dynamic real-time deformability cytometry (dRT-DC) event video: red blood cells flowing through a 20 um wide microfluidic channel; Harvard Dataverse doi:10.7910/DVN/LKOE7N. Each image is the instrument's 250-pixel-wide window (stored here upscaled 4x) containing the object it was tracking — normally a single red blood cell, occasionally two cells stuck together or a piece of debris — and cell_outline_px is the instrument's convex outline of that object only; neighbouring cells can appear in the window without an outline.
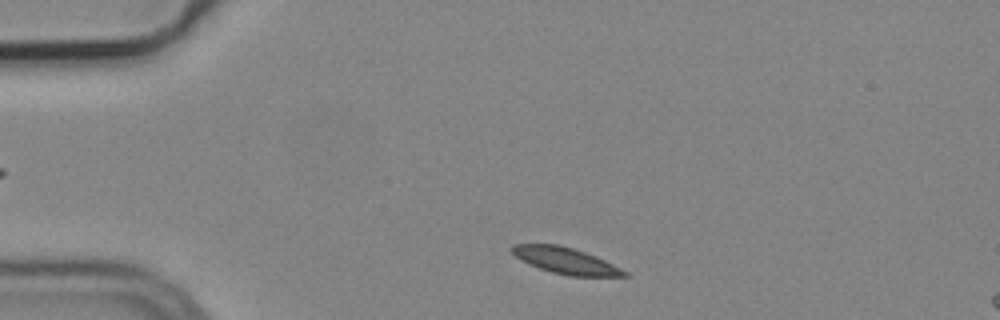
{"species": "common noctule bat (a hibernating species)", "species_latin": "Nyctalus noctula", "temperature_condition": "cold", "stored_images_in_passage": 5, "camera_frame_rate_fps": 3000, "um_per_image_px": 0.085, "animal": {"sex": "male", "body_mass_g": 19.2, "forearm_length_mm": 51.8}, "frame": {"image": 1, "passage_image": 5, "time_ms": 1.333, "image_size_px": [1000, 320], "cell_outline_px": [[628, 276], [568, 276], [552, 272], [528, 264], [520, 260], [508, 248], [512, 244], [556, 244], [572, 248], [596, 256], [628, 272]], "centroid_in_image_um": [48.03, 22.15], "position_along_channel_um": 37.0, "area_um2": 17.11}}